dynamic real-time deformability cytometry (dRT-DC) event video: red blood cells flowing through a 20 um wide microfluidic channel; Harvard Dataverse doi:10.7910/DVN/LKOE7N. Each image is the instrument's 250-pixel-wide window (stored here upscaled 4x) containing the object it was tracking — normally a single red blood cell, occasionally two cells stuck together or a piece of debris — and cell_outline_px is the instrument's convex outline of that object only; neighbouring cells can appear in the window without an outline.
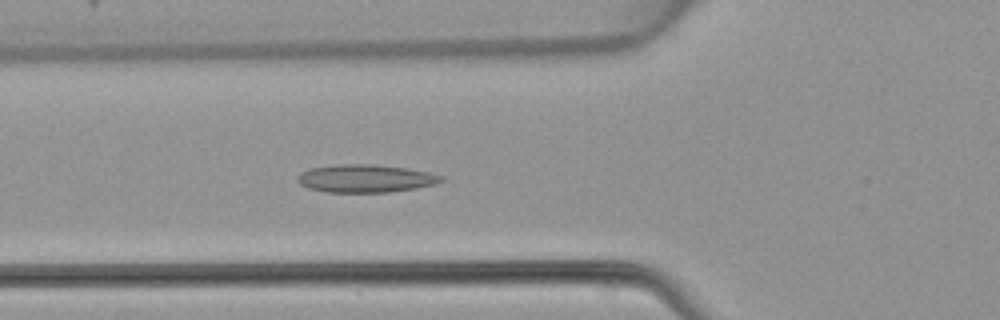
{"species": "common noctule bat (a hibernating species)", "species_latin": "Nyctalus noctula", "temperature_condition": "warm", "stored_images_in_passage": 47, "camera_frame_rate_fps": 3000, "um_per_image_px": 0.085, "animal": {"sex": "female", "body_mass_g": 22.7, "forearm_length_mm": 54.2}, "frame": {"image": 1, "passage_image": 17, "time_ms": 5.333, "image_size_px": [1000, 320], "cell_outline_px": [[444, 180], [436, 184], [416, 188], [388, 192], [328, 192], [308, 188], [300, 184], [296, 180], [296, 176], [300, 172], [308, 168], [336, 164], [376, 164], [404, 168], [428, 172], [444, 176]], "centroid_in_image_um": [31.03, 15.16], "position_along_channel_um": 94.8, "area_um2": 23.52}}
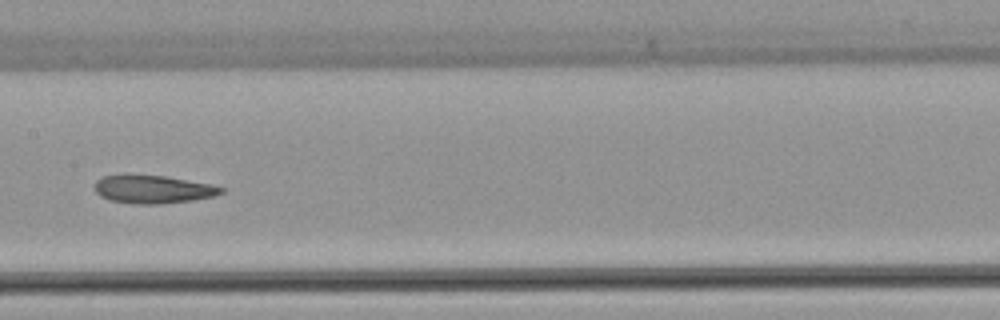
{"frame": {"image": 2, "passage_image": 24, "time_ms": 7.667, "image_size_px": [1000, 320], "cell_outline_px": [[224, 192], [216, 196], [192, 200], [160, 204], [136, 204], [108, 200], [100, 196], [96, 192], [96, 180], [104, 176], [164, 176], [212, 184], [224, 188]], "centroid_in_image_um": [13.06, 16.11], "position_along_channel_um": 194.3, "area_um2": 20.4}}
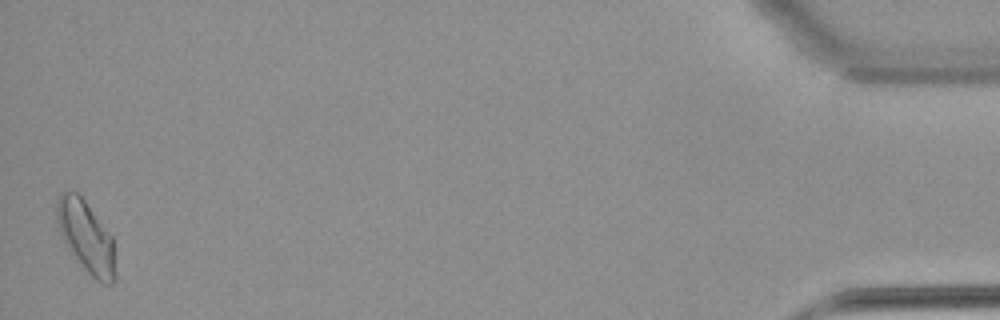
{"frame": {"image": 3, "passage_image": 47, "time_ms": 15.333, "image_size_px": [1000, 320], "cell_outline_px": [[116, 280], [112, 284], [100, 284], [88, 272], [68, 248], [60, 232], [56, 220], [56, 200], [60, 192], [76, 192], [84, 200], [112, 236], [116, 272]], "centroid_in_image_um": [7.33, 20.14], "position_along_channel_um": 427.9, "area_um2": 24.22}}